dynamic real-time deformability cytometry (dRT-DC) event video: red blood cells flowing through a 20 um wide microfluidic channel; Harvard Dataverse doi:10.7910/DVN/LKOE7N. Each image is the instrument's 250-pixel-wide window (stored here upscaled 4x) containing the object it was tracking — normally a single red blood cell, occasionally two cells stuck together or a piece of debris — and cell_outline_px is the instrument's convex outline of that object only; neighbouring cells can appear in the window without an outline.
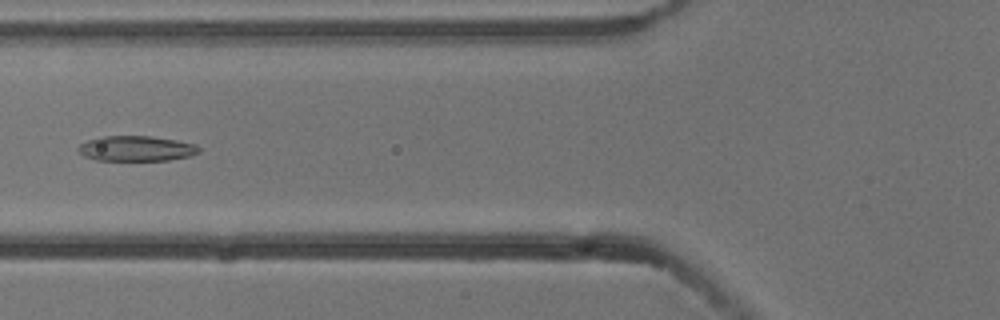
{"species": "common noctule bat (a hibernating species)", "species_latin": "Nyctalus noctula", "temperature_condition": "cold", "stored_images_in_passage": 6, "camera_frame_rate_fps": 3000, "um_per_image_px": 0.085, "animal": {"sex": "male", "body_mass_g": 13.3}, "frame": {"image": 1, "passage_image": 6, "time_ms": 1.667, "image_size_px": [1000, 320], "cell_outline_px": [[200, 152], [192, 156], [168, 160], [96, 160], [84, 156], [76, 148], [80, 144], [88, 140], [100, 136], [152, 136], [176, 140], [196, 144], [200, 148]], "centroid_in_image_um": [11.6, 12.62], "position_along_channel_um": 114.2, "area_um2": 17.86}}